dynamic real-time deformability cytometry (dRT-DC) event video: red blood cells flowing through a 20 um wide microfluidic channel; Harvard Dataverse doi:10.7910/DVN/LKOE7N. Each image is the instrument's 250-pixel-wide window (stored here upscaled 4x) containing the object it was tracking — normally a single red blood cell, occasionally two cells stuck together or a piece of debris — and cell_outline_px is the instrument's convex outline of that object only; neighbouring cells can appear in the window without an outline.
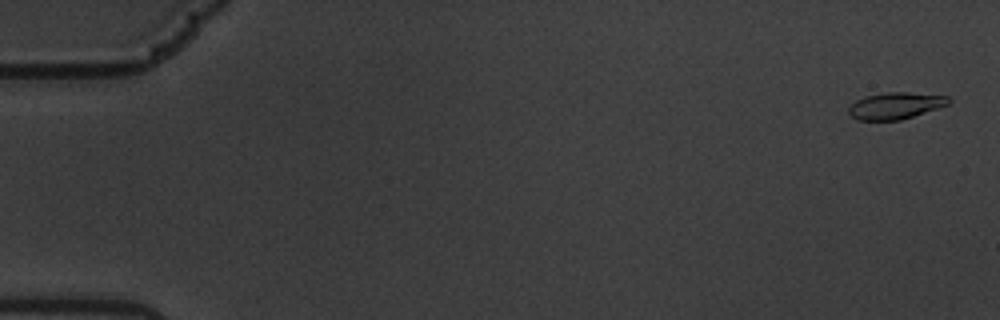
{"species": "common noctule bat (a hibernating species)", "species_latin": "Nyctalus noctula", "temperature_condition": "warm", "stored_images_in_passage": 61, "camera_frame_rate_fps": 3000, "um_per_image_px": 0.085, "animal": {"sex": "male", "body_mass_g": 19.5, "forearm_length_mm": 54.6}, "frame": {"image": 1, "passage_image": 2, "time_ms": 0.333, "image_size_px": [1000, 320], "cell_outline_px": [[952, 100], [948, 104], [900, 120], [856, 120], [848, 112], [848, 108], [856, 100], [864, 96], [888, 92], [908, 92], [948, 96]], "centroid_in_image_um": [76.09, 8.97], "position_along_channel_um": 8.9, "area_um2": 15.37}}
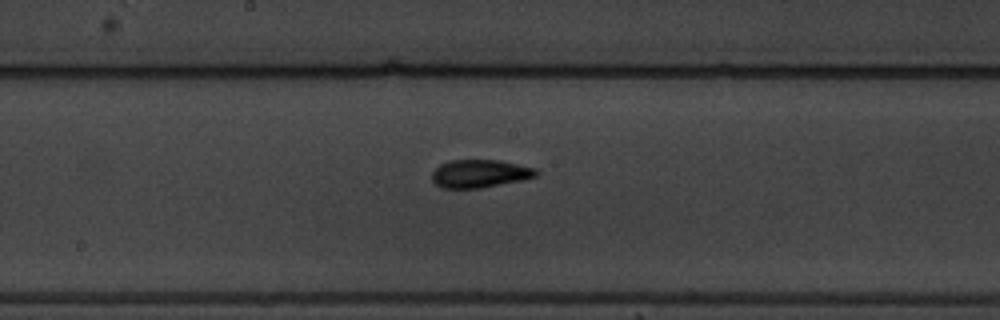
{"frame": {"image": 2, "passage_image": 33, "time_ms": 10.667, "image_size_px": [1000, 320], "cell_outline_px": [[540, 172], [536, 176], [524, 180], [480, 188], [440, 188], [432, 180], [432, 172], [440, 164], [448, 160], [496, 160], [536, 168]], "centroid_in_image_um": [40.78, 14.76], "position_along_channel_um": 207.4, "area_um2": 17.05}}
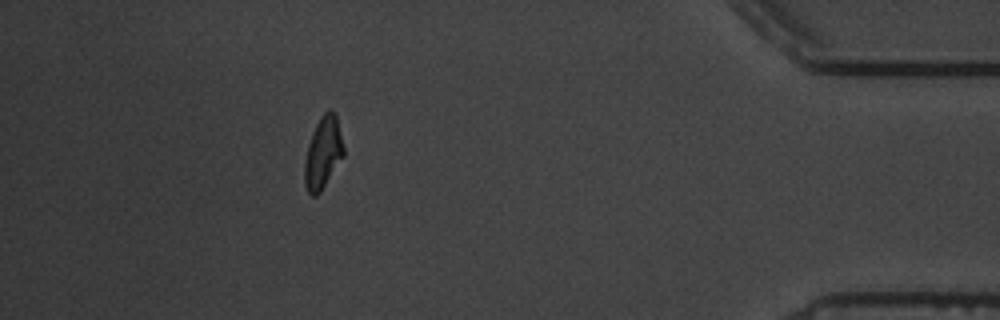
{"frame": {"image": 3, "passage_image": 55, "time_ms": 18.0, "image_size_px": [1000, 320], "cell_outline_px": [[344, 156], [320, 192], [316, 196], [312, 196], [308, 192], [304, 184], [304, 164], [308, 144], [312, 132], [320, 116], [328, 108], [332, 108], [336, 116], [344, 148]], "centroid_in_image_um": [27.45, 12.98], "position_along_channel_um": 407.8, "area_um2": 16.42}, "authors_computed_cell_mechanics": {"area_um2": 16.473, "velocity_mm_per_s": 3.3765, "shape_relaxation_time_tau1_ms": 6.0941, "shape_relaxation_time_tau2_ms": 1.7757, "deformation_change_tau1": 0.1964, "deformation_change_tau2": 0.0819}}